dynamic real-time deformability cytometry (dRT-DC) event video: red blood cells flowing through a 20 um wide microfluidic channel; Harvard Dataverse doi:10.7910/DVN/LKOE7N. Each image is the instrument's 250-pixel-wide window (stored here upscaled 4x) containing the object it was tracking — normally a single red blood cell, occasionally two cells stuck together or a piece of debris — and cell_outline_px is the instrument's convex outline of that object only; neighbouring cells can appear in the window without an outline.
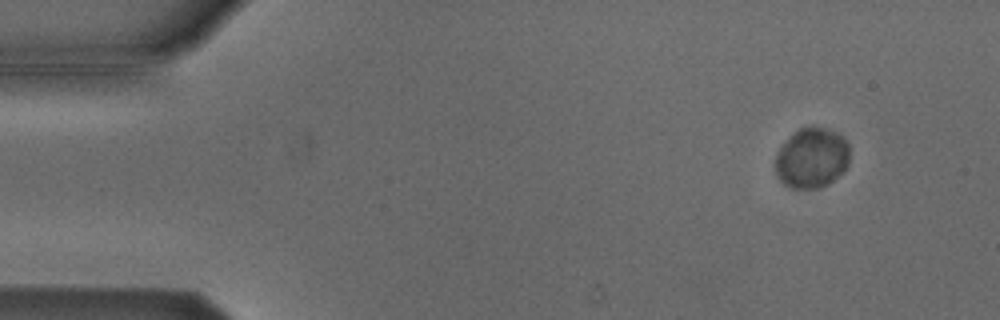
{"species": "Egyptian fruit bat (a non-hibernating species)", "species_latin": "Rousettus aegyptiacus", "temperature_condition": "cold", "stored_images_in_passage": 4, "camera_frame_rate_fps": 3000, "um_per_image_px": 0.085, "animal": {"sex": "male"}, "frame": {"image": 1, "passage_image": 1, "time_ms": 0.0, "image_size_px": [1000, 320], "cell_outline_px": [[848, 164], [832, 180], [816, 188], [792, 188], [784, 184], [780, 180], [776, 172], [776, 156], [780, 148], [800, 128], [820, 128], [836, 132], [848, 144]], "centroid_in_image_um": [68.98, 13.45], "position_along_channel_um": 16.0, "area_um2": 25.03}}